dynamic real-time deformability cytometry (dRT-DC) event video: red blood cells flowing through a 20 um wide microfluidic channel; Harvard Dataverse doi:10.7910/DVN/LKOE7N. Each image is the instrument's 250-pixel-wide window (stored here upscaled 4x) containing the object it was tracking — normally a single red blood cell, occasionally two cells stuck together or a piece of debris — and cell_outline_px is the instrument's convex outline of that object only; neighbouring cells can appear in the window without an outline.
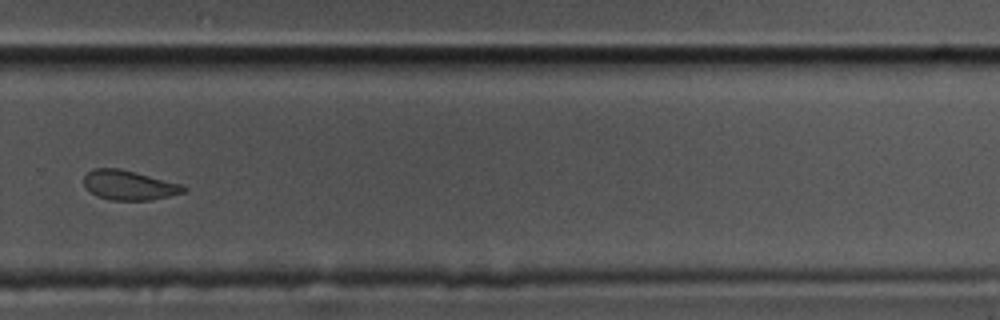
{"species": "common noctule bat (a hibernating species)", "species_latin": "Nyctalus noctula", "temperature_condition": "cold", "stored_images_in_passage": 14, "camera_frame_rate_fps": 3000, "um_per_image_px": 0.085, "animal": {"sex": "male", "body_mass_g": 17.5, "forearm_length_mm": 52.3}, "frame": {"image": 1, "passage_image": 10, "time_ms": 3.0, "image_size_px": [1000, 320], "cell_outline_px": [[188, 188], [184, 192], [152, 200], [112, 200], [96, 196], [84, 184], [84, 176], [92, 168], [120, 168], [184, 184]], "centroid_in_image_um": [11.0, 15.73], "position_along_channel_um": 318.8, "area_um2": 17.28}}
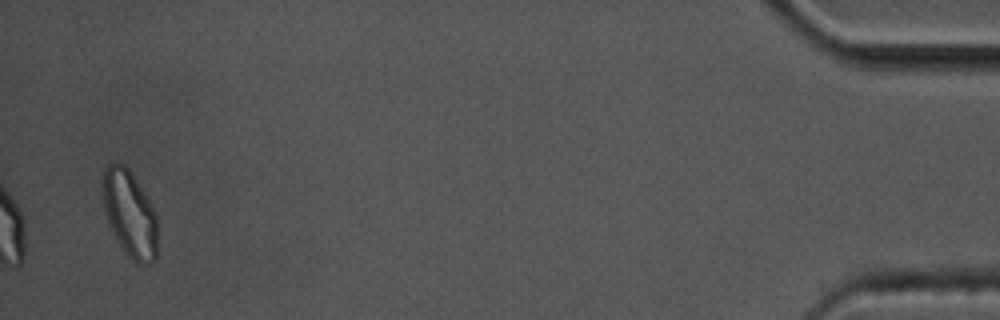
{"frame": {"image": 2, "passage_image": 14, "time_ms": 4.333, "image_size_px": [1000, 320], "cell_outline_px": [[156, 260], [152, 264], [136, 264], [124, 252], [116, 240], [112, 232], [104, 212], [104, 168], [112, 160], [124, 164], [128, 168], [136, 180], [156, 212]], "centroid_in_image_um": [11.03, 18.2], "position_along_channel_um": 424.2, "area_um2": 27.63}}